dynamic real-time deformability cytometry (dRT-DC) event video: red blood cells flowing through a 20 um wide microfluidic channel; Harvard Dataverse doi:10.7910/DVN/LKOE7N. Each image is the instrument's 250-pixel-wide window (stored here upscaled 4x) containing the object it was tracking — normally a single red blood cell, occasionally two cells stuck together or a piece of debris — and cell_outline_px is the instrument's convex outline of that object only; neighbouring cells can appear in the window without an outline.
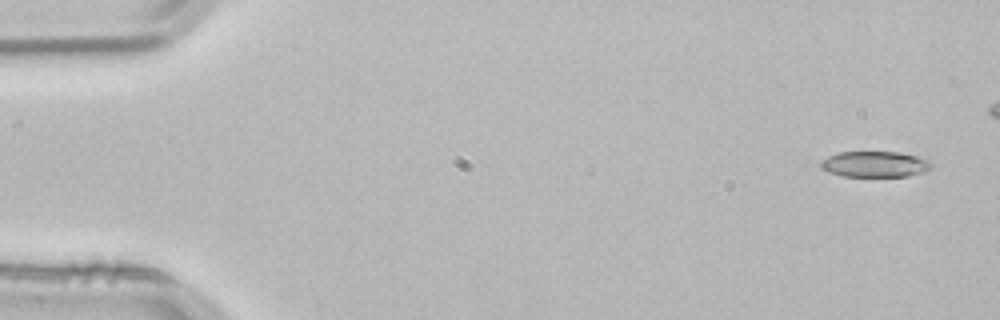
{"species": "common noctule bat (a hibernating species)", "species_latin": "Nyctalus noctula", "temperature_condition": "room temperature", "stored_images_in_passage": 6, "camera_frame_rate_fps": 3000, "um_per_image_px": 0.085, "animal": {"sex": "male", "body_mass_g": 21.5, "forearm_length_mm": 52.0}, "frame": {"image": 1, "passage_image": 1, "time_ms": 0.0, "image_size_px": [1000, 320], "cell_outline_px": [[932, 168], [924, 172], [908, 176], [840, 176], [828, 172], [820, 168], [820, 160], [836, 152], [900, 152], [920, 156], [928, 160], [932, 164]], "centroid_in_image_um": [74.35, 13.95], "position_along_channel_um": 10.7, "area_um2": 16.94}}